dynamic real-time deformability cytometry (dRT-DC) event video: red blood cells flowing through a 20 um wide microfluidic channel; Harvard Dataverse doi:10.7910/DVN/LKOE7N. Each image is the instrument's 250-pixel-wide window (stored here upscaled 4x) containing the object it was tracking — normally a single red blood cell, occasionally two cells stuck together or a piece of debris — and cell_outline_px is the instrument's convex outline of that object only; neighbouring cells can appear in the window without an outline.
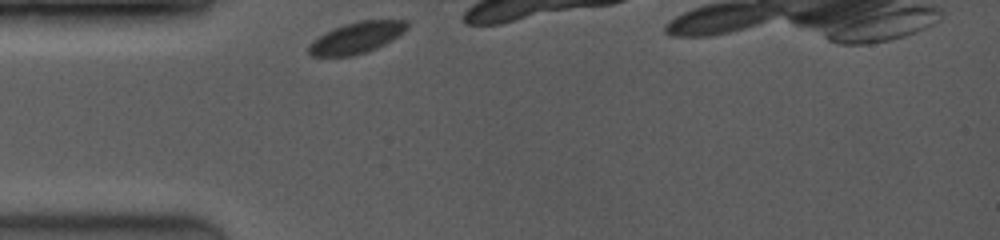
{"species": "common noctule bat (a hibernating species)", "species_latin": "Nyctalus noctula", "temperature_condition": "room temperature", "stored_images_in_passage": 8, "camera_frame_rate_fps": 3500, "um_per_image_px": 0.085, "animal": {"sex": "female", "body_mass_g": 19.0, "forearm_length_mm": 53.3}, "frame": {"image": 1, "passage_image": 1, "time_ms": 0.0, "image_size_px": [1000, 240], "cell_outline_px": [[408, 28], [404, 32], [392, 40], [376, 48], [352, 56], [312, 56], [308, 52], [308, 48], [312, 40], [332, 28], [344, 24], [360, 20], [408, 20]], "centroid_in_image_um": [30.31, 3.19], "position_along_channel_um": 54.7, "area_um2": 17.92}}